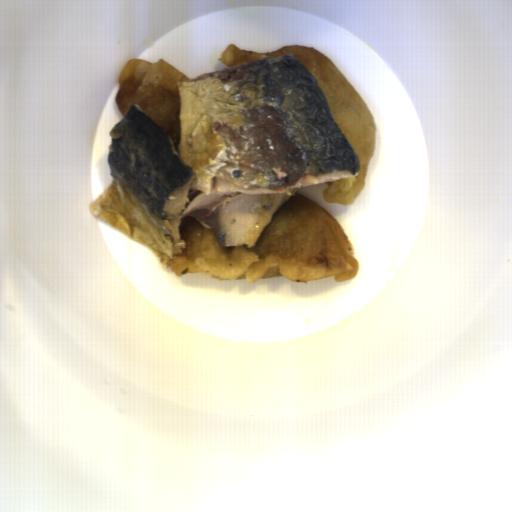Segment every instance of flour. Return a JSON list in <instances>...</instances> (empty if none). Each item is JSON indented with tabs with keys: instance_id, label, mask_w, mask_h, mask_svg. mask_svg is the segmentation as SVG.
<instances>
[{
	"instance_id": "flour-1",
	"label": "flour",
	"mask_w": 512,
	"mask_h": 512,
	"mask_svg": "<svg viewBox=\"0 0 512 512\" xmlns=\"http://www.w3.org/2000/svg\"><path fill=\"white\" fill-rule=\"evenodd\" d=\"M180 237L184 249L170 266L177 278L202 272L215 280L252 285L264 277L296 283L333 277L339 283L359 272L354 249L336 219L297 192L272 216L254 248L219 247L213 229L194 216L184 217Z\"/></svg>"
},
{
	"instance_id": "flour-2",
	"label": "flour",
	"mask_w": 512,
	"mask_h": 512,
	"mask_svg": "<svg viewBox=\"0 0 512 512\" xmlns=\"http://www.w3.org/2000/svg\"><path fill=\"white\" fill-rule=\"evenodd\" d=\"M282 54H293L317 82L337 127L357 154L358 176L324 182L326 188L321 191V197L327 203L351 205L364 189L366 172L375 155V122L359 93L331 59L310 46L287 45L272 52H253L232 43L217 57V61L229 68Z\"/></svg>"
},
{
	"instance_id": "flour-3",
	"label": "flour",
	"mask_w": 512,
	"mask_h": 512,
	"mask_svg": "<svg viewBox=\"0 0 512 512\" xmlns=\"http://www.w3.org/2000/svg\"><path fill=\"white\" fill-rule=\"evenodd\" d=\"M191 80L163 58L158 62L127 60L118 78L115 102L125 117L137 104L160 126L179 151L180 96L177 82Z\"/></svg>"
}]
</instances>
